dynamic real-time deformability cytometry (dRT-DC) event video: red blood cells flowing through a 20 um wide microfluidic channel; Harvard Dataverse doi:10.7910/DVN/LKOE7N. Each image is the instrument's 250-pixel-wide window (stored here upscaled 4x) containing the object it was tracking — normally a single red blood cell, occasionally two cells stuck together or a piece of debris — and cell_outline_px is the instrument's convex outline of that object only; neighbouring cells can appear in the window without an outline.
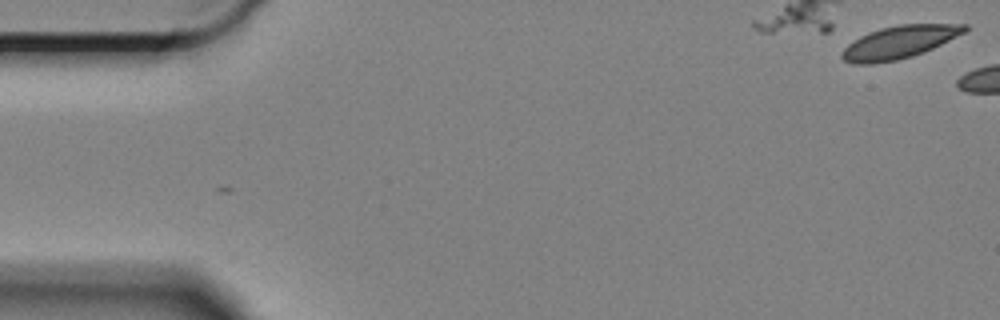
{"species": "Egyptian fruit bat (a non-hibernating species)", "species_latin": "Rousettus aegyptiacus", "temperature_condition": "cold", "stored_images_in_passage": 2, "camera_frame_rate_fps": 3000, "um_per_image_px": 0.085, "animal": {"sex": "female"}, "frame": {"image": 1, "passage_image": 2, "time_ms": 0.333, "image_size_px": [1000, 320], "cell_outline_px": [[968, 28], [964, 32], [924, 52], [912, 56], [896, 60], [872, 64], [852, 64], [844, 60], [840, 56], [840, 52], [848, 44], [860, 36], [868, 32], [880, 28], [900, 24], [968, 24]], "centroid_in_image_um": [76.38, 3.59], "position_along_channel_um": 8.6, "area_um2": 23.29}}